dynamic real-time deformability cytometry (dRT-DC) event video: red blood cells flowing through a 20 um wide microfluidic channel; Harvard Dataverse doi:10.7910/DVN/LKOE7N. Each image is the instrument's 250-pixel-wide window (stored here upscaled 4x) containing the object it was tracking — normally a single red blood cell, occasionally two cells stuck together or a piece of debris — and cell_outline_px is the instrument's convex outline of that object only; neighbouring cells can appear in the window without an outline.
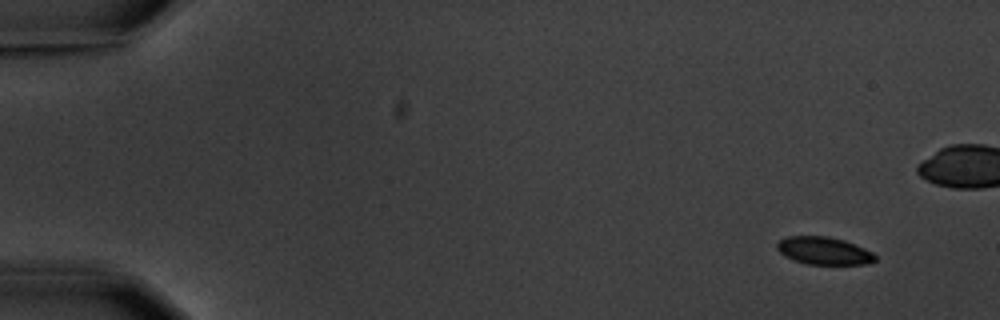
{"species": "common noctule bat (a hibernating species)", "species_latin": "Nyctalus noctula", "temperature_condition": "warm", "stored_images_in_passage": 4, "camera_frame_rate_fps": 3000, "um_per_image_px": 0.085, "animal": {"sex": "male", "body_mass_g": 20.1, "forearm_length_mm": 53.5}, "frame": {"image": 1, "passage_image": 1, "time_ms": 0.0, "image_size_px": [1000, 320], "cell_outline_px": [[876, 260], [868, 264], [808, 264], [792, 260], [784, 256], [776, 248], [776, 244], [780, 240], [788, 236], [828, 236], [844, 240], [864, 248], [872, 252], [876, 256]], "centroid_in_image_um": [70.02, 21.31], "position_along_channel_um": 15.0, "area_um2": 15.84}}